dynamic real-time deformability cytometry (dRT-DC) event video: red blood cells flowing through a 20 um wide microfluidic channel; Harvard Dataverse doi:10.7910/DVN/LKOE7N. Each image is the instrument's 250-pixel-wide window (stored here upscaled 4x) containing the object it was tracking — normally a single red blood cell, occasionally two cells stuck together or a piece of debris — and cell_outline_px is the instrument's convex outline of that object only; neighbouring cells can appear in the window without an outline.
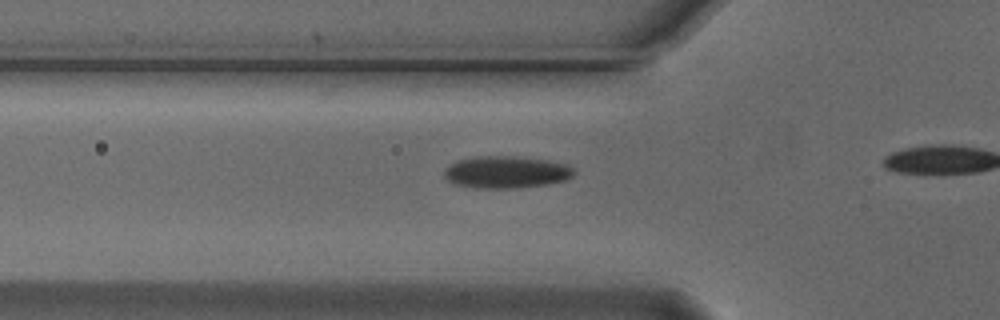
{"species": "Egyptian fruit bat (a non-hibernating species)", "species_latin": "Rousettus aegyptiacus", "temperature_condition": "cold", "stored_images_in_passage": 13, "camera_frame_rate_fps": 3000, "um_per_image_px": 0.085, "animal": {"sex": "male"}, "frame": {"image": 1, "passage_image": 8, "time_ms": 2.333, "image_size_px": [1000, 320], "cell_outline_px": [[576, 172], [572, 176], [564, 180], [548, 184], [512, 188], [476, 188], [452, 184], [444, 176], [444, 168], [460, 160], [476, 156], [516, 156], [548, 160], [568, 164]], "centroid_in_image_um": [43.03, 14.63], "position_along_channel_um": 82.8, "area_um2": 24.33}}
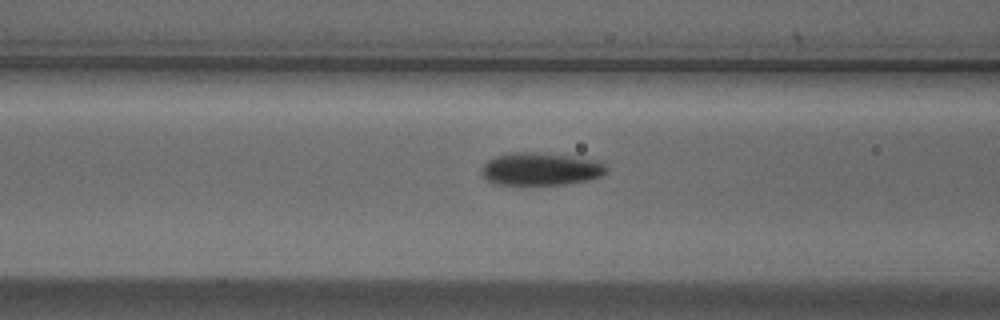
{"frame": {"image": 2, "passage_image": 11, "time_ms": 3.333, "image_size_px": [1000, 320], "cell_outline_px": [[608, 168], [600, 176], [588, 180], [564, 184], [524, 188], [520, 188], [496, 184], [488, 180], [480, 172], [480, 168], [492, 156], [512, 152], [536, 152], [576, 156], [600, 160]], "centroid_in_image_um": [45.9, 14.4], "position_along_channel_um": 120.7, "area_um2": 25.03}}